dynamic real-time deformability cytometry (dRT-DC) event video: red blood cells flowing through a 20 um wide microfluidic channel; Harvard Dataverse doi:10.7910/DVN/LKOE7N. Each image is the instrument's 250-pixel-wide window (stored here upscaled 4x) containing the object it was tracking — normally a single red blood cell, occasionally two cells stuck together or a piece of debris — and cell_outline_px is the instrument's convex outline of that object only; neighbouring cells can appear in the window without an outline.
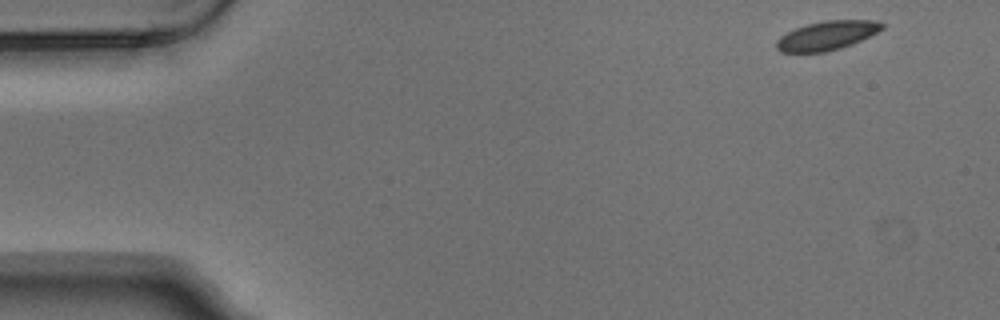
{"species": "Egyptian fruit bat (a non-hibernating species)", "species_latin": "Rousettus aegyptiacus", "temperature_condition": "warm", "stored_images_in_passage": 5, "camera_frame_rate_fps": 3000, "um_per_image_px": 0.085, "animal": {"sex": "male"}, "frame": {"image": 1, "passage_image": 1, "time_ms": 0.0, "image_size_px": [1000, 320], "cell_outline_px": [[884, 28], [852, 44], [840, 48], [824, 52], [780, 52], [776, 48], [776, 40], [780, 36], [796, 28], [808, 24], [824, 20], [876, 20], [884, 24]], "centroid_in_image_um": [70.27, 3.02], "position_along_channel_um": 14.7, "area_um2": 17.69}}
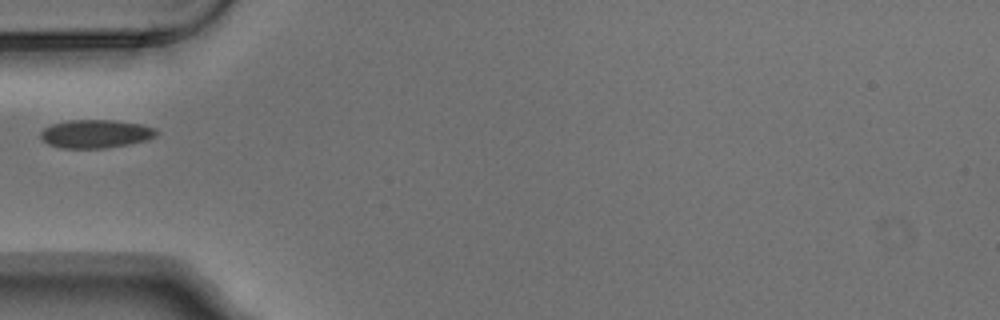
{"frame": {"image": 2, "passage_image": 4, "time_ms": 1.0, "image_size_px": [1000, 320], "cell_outline_px": [[156, 136], [148, 140], [128, 144], [104, 148], [60, 148], [48, 144], [40, 136], [40, 132], [44, 128], [52, 124], [68, 120], [112, 120], [140, 124], [156, 128]], "centroid_in_image_um": [8.12, 11.37], "position_along_channel_um": 76.9, "area_um2": 19.07}}
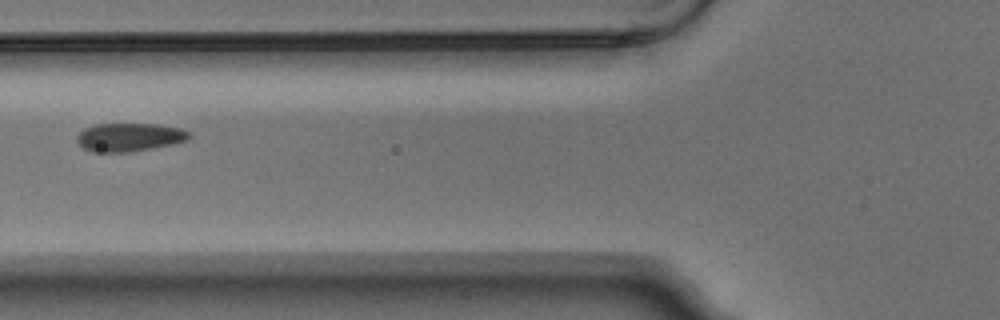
{"frame": {"image": 3, "passage_image": 5, "time_ms": 1.333, "image_size_px": [1000, 320], "cell_outline_px": [[192, 136], [188, 140], [172, 144], [132, 152], [92, 152], [84, 148], [76, 140], [76, 136], [84, 128], [96, 124], [156, 124], [180, 128], [192, 132]], "centroid_in_image_um": [11.02, 11.66], "position_along_channel_um": 114.8, "area_um2": 18.67}}